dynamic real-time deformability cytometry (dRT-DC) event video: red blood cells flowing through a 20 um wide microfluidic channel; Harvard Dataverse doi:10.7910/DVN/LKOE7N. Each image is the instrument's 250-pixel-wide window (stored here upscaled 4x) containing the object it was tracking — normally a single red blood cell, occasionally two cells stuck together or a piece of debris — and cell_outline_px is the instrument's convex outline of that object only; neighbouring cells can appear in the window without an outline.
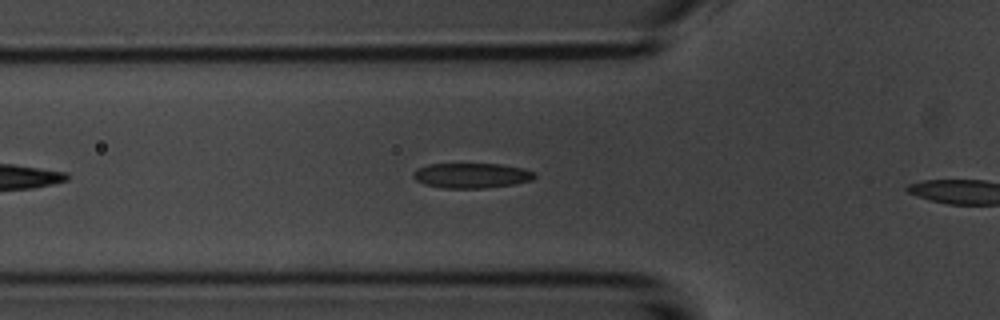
{"species": "common noctule bat (a hibernating species)", "species_latin": "Nyctalus noctula", "temperature_condition": "room temperature", "stored_images_in_passage": 9, "camera_frame_rate_fps": 3000, "um_per_image_px": 0.085, "animal": {"sex": "male", "body_mass_g": 20.1, "forearm_length_mm": 53.5}, "frame": {"image": 1, "passage_image": 8, "time_ms": 2.333, "image_size_px": [1000, 320], "cell_outline_px": [[536, 176], [532, 180], [512, 184], [484, 188], [444, 188], [424, 184], [416, 180], [412, 176], [412, 172], [416, 168], [428, 164], [500, 164], [524, 168], [536, 172]], "centroid_in_image_um": [40.07, 14.91], "position_along_channel_um": 85.7, "area_um2": 17.8}}